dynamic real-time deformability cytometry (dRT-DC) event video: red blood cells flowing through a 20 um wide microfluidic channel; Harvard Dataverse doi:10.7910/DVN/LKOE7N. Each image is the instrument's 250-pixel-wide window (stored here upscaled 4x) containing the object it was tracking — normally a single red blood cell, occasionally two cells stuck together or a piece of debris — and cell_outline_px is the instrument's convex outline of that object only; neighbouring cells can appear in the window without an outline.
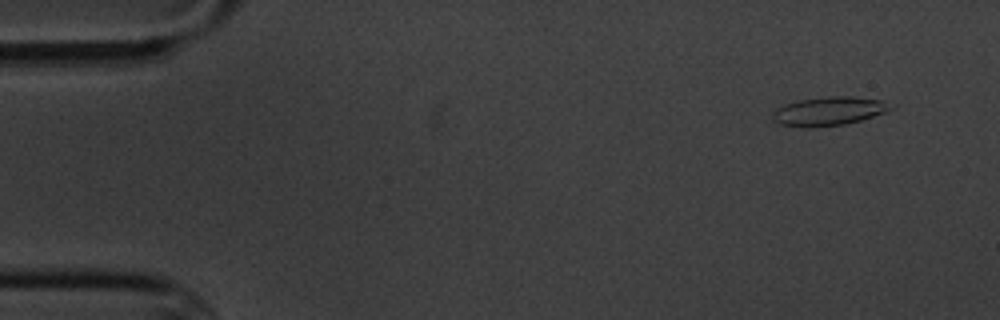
{"species": "common noctule bat (a hibernating species)", "species_latin": "Nyctalus noctula", "temperature_condition": "cold", "stored_images_in_passage": 7, "camera_frame_rate_fps": 3000, "um_per_image_px": 0.085, "animal": {"sex": "male", "body_mass_g": 20.1, "forearm_length_mm": 53.5}, "frame": {"image": 1, "passage_image": 2, "time_ms": 1.0, "image_size_px": [1000, 320], "cell_outline_px": [[896, 108], [860, 120], [844, 124], [808, 128], [804, 128], [780, 124], [772, 120], [772, 112], [776, 108], [784, 104], [796, 100], [828, 96], [852, 96], [884, 100], [896, 104]], "centroid_in_image_um": [70.46, 9.43], "position_along_channel_um": 14.5, "area_um2": 20.17}}
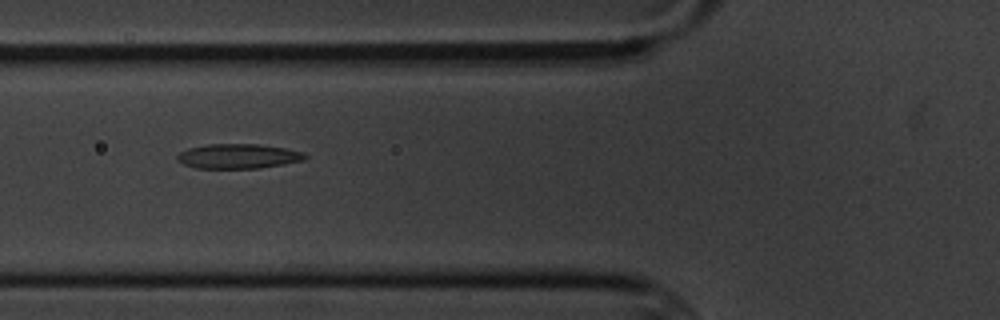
{"frame": {"image": 2, "passage_image": 6, "time_ms": 6.667, "image_size_px": [1000, 320], "cell_outline_px": [[308, 156], [304, 160], [284, 164], [260, 168], [196, 168], [184, 164], [176, 160], [176, 156], [180, 152], [188, 148], [208, 144], [260, 144], [284, 148], [304, 152]], "centroid_in_image_um": [20.25, 13.27], "position_along_channel_um": 105.5, "area_um2": 18.44}}
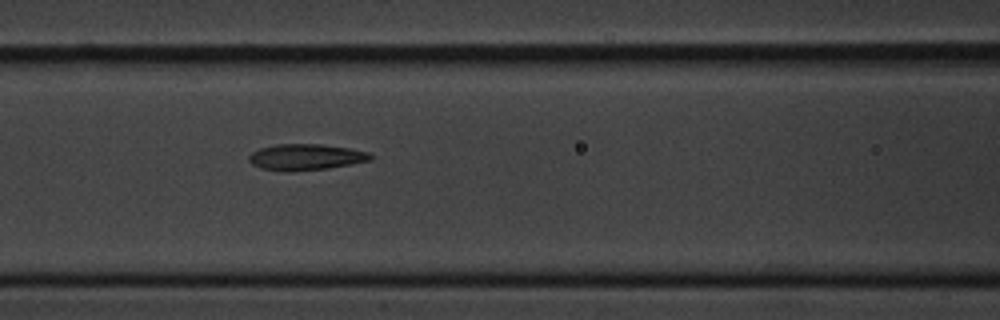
{"frame": {"image": 3, "passage_image": 7, "time_ms": 7.667, "image_size_px": [1000, 320], "cell_outline_px": [[376, 156], [372, 160], [328, 168], [288, 172], [284, 172], [260, 168], [252, 164], [248, 160], [248, 156], [252, 152], [260, 148], [276, 144], [320, 144], [348, 148], [368, 152]], "centroid_in_image_um": [25.98, 13.36], "position_along_channel_um": 140.6, "area_um2": 18.67}}